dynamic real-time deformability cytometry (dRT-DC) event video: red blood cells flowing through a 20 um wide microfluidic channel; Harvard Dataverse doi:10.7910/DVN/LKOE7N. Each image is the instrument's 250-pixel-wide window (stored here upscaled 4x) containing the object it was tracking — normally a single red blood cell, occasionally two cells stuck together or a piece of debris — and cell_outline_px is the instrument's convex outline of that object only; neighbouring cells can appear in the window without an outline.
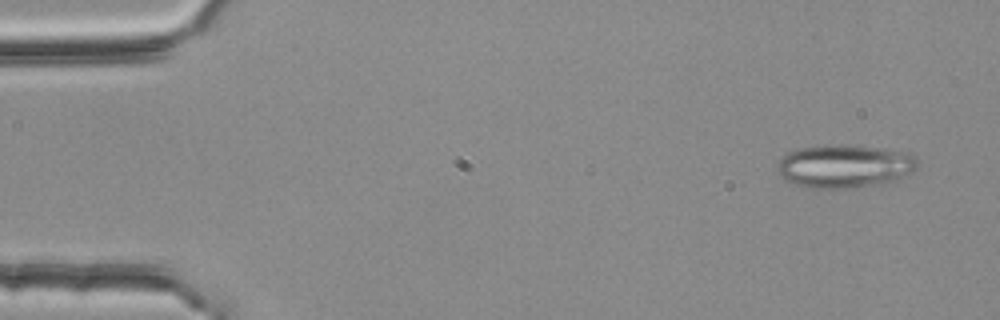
{"species": "common noctule bat (a hibernating species)", "species_latin": "Nyctalus noctula", "temperature_condition": "room temperature", "stored_images_in_passage": 17, "camera_frame_rate_fps": 3000, "um_per_image_px": 0.085, "animal": {"sex": "female", "body_mass_g": 25.1}, "frame": {"image": 1, "passage_image": 3, "time_ms": 0.667, "image_size_px": [1000, 320], "cell_outline_px": [[920, 164], [912, 172], [896, 180], [884, 184], [852, 188], [812, 188], [792, 184], [784, 180], [776, 172], [780, 160], [788, 152], [796, 148], [836, 144], [844, 144], [908, 152], [916, 156]], "centroid_in_image_um": [71.8, 14.13], "position_along_channel_um": 13.2, "area_um2": 35.78}}